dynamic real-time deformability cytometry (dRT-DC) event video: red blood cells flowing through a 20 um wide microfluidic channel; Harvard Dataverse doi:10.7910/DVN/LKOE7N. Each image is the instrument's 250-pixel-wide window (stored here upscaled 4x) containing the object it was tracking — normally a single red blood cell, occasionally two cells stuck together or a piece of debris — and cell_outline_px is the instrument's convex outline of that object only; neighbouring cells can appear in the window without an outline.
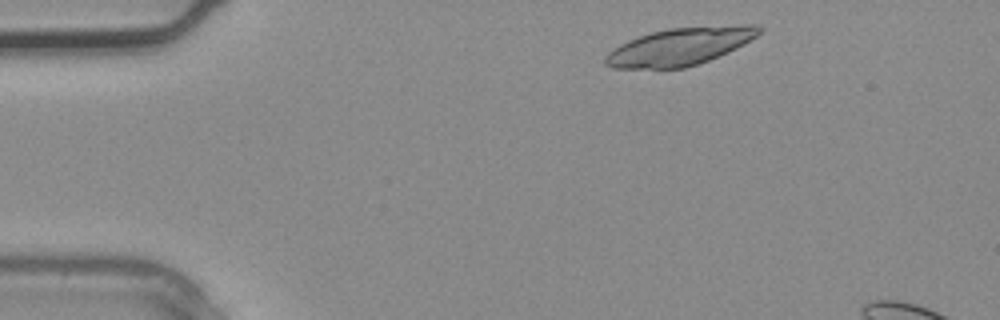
{"species": "common noctule bat (a hibernating species)", "species_latin": "Nyctalus noctula", "temperature_condition": "warm", "stored_images_in_passage": 2, "camera_frame_rate_fps": 3000, "um_per_image_px": 0.085, "animal": {"sex": "male", "body_mass_g": 20.4}, "frame": {"image": 1, "passage_image": 1, "time_ms": 0.0, "image_size_px": [1000, 320], "cell_outline_px": [[764, 28], [756, 36], [744, 44], [728, 52], [708, 60], [684, 68], [612, 68], [604, 64], [604, 56], [608, 52], [620, 44], [628, 40], [652, 32], [672, 28], [744, 24], [756, 24]], "centroid_in_image_um": [57.8, 3.95], "position_along_channel_um": 27.2, "area_um2": 33.41}}